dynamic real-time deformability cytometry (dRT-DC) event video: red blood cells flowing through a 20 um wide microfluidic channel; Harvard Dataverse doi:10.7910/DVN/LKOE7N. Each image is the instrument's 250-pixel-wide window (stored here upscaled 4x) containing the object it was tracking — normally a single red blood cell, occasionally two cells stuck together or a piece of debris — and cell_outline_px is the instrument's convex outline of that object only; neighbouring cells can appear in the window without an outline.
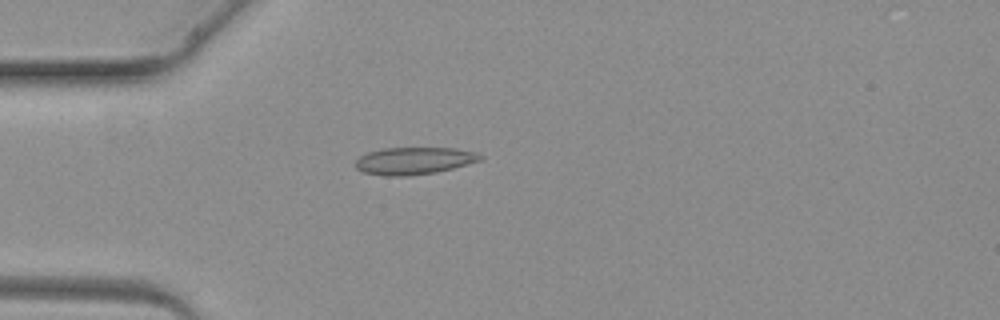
{"species": "common noctule bat (a hibernating species)", "species_latin": "Nyctalus noctula", "temperature_condition": "warm", "stored_images_in_passage": 3, "camera_frame_rate_fps": 3000, "um_per_image_px": 0.085, "animal": {"sex": "female", "body_mass_g": 19.3, "forearm_length_mm": 54.1}, "frame": {"image": 1, "passage_image": 3, "time_ms": 2.333, "image_size_px": [1000, 320], "cell_outline_px": [[484, 156], [480, 160], [452, 168], [436, 172], [408, 176], [384, 176], [364, 172], [356, 168], [356, 160], [360, 156], [368, 152], [384, 148], [456, 148], [476, 152]], "centroid_in_image_um": [35.19, 13.66], "position_along_channel_um": 49.8, "area_um2": 19.71}}